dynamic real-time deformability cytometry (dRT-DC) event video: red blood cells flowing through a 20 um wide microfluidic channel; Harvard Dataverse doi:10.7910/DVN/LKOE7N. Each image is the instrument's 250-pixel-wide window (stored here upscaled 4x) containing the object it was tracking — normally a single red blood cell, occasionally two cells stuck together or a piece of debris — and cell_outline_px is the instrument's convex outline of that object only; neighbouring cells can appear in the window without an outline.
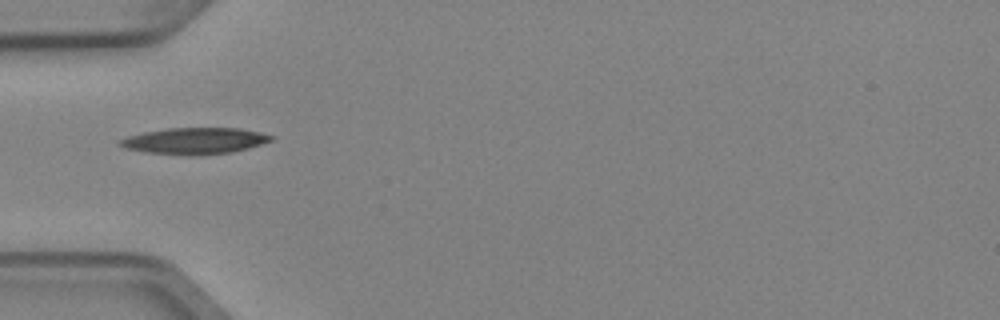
{"species": "Egyptian fruit bat (a non-hibernating species)", "species_latin": "Rousettus aegyptiacus", "temperature_condition": "cold", "stored_images_in_passage": 7, "camera_frame_rate_fps": 3000, "um_per_image_px": 0.085, "animal": {"sex": "female"}, "frame": {"image": 1, "passage_image": 6, "time_ms": 1.667, "image_size_px": [1000, 320], "cell_outline_px": [[276, 136], [272, 140], [248, 148], [232, 152], [188, 156], [144, 152], [124, 148], [116, 144], [116, 140], [128, 136], [144, 132], [168, 128], [240, 128], [260, 132]], "centroid_in_image_um": [16.5, 11.98], "position_along_channel_um": 68.5, "area_um2": 23.47}}
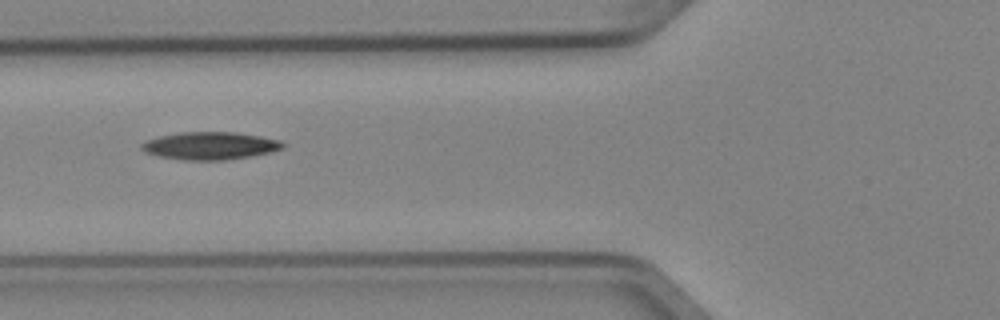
{"frame": {"image": 2, "passage_image": 7, "time_ms": 2.0, "image_size_px": [1000, 320], "cell_outline_px": [[284, 148], [268, 152], [248, 156], [224, 160], [184, 160], [160, 156], [144, 152], [140, 148], [140, 144], [144, 140], [160, 136], [180, 132], [236, 132], [260, 136], [280, 140], [284, 144]], "centroid_in_image_um": [17.81, 12.38], "position_along_channel_um": 108.0, "area_um2": 22.66}}